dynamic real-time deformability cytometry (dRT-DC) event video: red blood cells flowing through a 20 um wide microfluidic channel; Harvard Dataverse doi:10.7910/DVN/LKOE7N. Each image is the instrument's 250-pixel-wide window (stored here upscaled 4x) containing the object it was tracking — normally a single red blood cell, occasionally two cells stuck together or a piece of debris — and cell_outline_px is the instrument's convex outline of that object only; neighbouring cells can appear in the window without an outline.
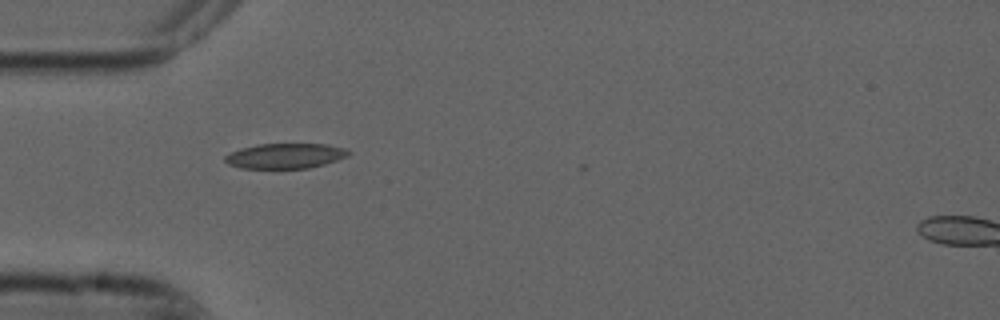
{"species": "common noctule bat (a hibernating species)", "species_latin": "Nyctalus noctula", "temperature_condition": "cold", "stored_images_in_passage": 3, "camera_frame_rate_fps": 3000, "um_per_image_px": 0.085, "animal": {"sex": "male", "forearm_length_mm": 52.5}, "frame": {"image": 1, "passage_image": 1, "time_ms": 0.0, "image_size_px": [1000, 320], "cell_outline_px": [[352, 152], [348, 156], [324, 164], [308, 168], [240, 168], [228, 164], [224, 160], [224, 156], [240, 148], [256, 144], [328, 144], [344, 148]], "centroid_in_image_um": [24.24, 13.24], "position_along_channel_um": 60.8, "area_um2": 18.09}}